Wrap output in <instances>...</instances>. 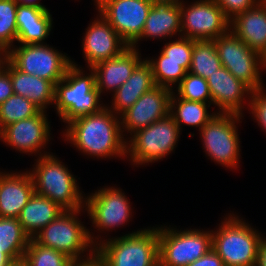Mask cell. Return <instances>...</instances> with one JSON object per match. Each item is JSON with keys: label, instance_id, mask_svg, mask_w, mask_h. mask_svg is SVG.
<instances>
[{"label": "cell", "instance_id": "obj_48", "mask_svg": "<svg viewBox=\"0 0 266 266\" xmlns=\"http://www.w3.org/2000/svg\"><path fill=\"white\" fill-rule=\"evenodd\" d=\"M258 3H266V0H258Z\"/></svg>", "mask_w": 266, "mask_h": 266}, {"label": "cell", "instance_id": "obj_31", "mask_svg": "<svg viewBox=\"0 0 266 266\" xmlns=\"http://www.w3.org/2000/svg\"><path fill=\"white\" fill-rule=\"evenodd\" d=\"M39 111L26 97L13 94L0 104V131L9 124L35 116Z\"/></svg>", "mask_w": 266, "mask_h": 266}, {"label": "cell", "instance_id": "obj_43", "mask_svg": "<svg viewBox=\"0 0 266 266\" xmlns=\"http://www.w3.org/2000/svg\"><path fill=\"white\" fill-rule=\"evenodd\" d=\"M8 266H28L27 262L22 258L20 260L12 261Z\"/></svg>", "mask_w": 266, "mask_h": 266}, {"label": "cell", "instance_id": "obj_32", "mask_svg": "<svg viewBox=\"0 0 266 266\" xmlns=\"http://www.w3.org/2000/svg\"><path fill=\"white\" fill-rule=\"evenodd\" d=\"M151 64L152 73L156 86L171 89L170 85L182 81L190 69L191 62H173V61H153Z\"/></svg>", "mask_w": 266, "mask_h": 266}, {"label": "cell", "instance_id": "obj_1", "mask_svg": "<svg viewBox=\"0 0 266 266\" xmlns=\"http://www.w3.org/2000/svg\"><path fill=\"white\" fill-rule=\"evenodd\" d=\"M117 120L112 111L104 107L97 113L69 122L65 135L77 148L90 155L122 156L128 145L122 140L121 122Z\"/></svg>", "mask_w": 266, "mask_h": 266}, {"label": "cell", "instance_id": "obj_3", "mask_svg": "<svg viewBox=\"0 0 266 266\" xmlns=\"http://www.w3.org/2000/svg\"><path fill=\"white\" fill-rule=\"evenodd\" d=\"M81 73L80 68L72 63L64 78L55 84L54 102L57 113L67 123L104 108L98 105L100 92L96 88L95 72H91L89 76H81Z\"/></svg>", "mask_w": 266, "mask_h": 266}, {"label": "cell", "instance_id": "obj_36", "mask_svg": "<svg viewBox=\"0 0 266 266\" xmlns=\"http://www.w3.org/2000/svg\"><path fill=\"white\" fill-rule=\"evenodd\" d=\"M214 1L220 6L224 14L230 20H232L231 19L232 16L247 11L248 9L256 6L255 4H258L257 0H214Z\"/></svg>", "mask_w": 266, "mask_h": 266}, {"label": "cell", "instance_id": "obj_38", "mask_svg": "<svg viewBox=\"0 0 266 266\" xmlns=\"http://www.w3.org/2000/svg\"><path fill=\"white\" fill-rule=\"evenodd\" d=\"M14 94L12 81L9 72L3 68L0 69V104L6 101Z\"/></svg>", "mask_w": 266, "mask_h": 266}, {"label": "cell", "instance_id": "obj_23", "mask_svg": "<svg viewBox=\"0 0 266 266\" xmlns=\"http://www.w3.org/2000/svg\"><path fill=\"white\" fill-rule=\"evenodd\" d=\"M6 65L14 94L26 97L42 111L47 108L46 104L54 101L55 85L51 81L22 72L9 60Z\"/></svg>", "mask_w": 266, "mask_h": 266}, {"label": "cell", "instance_id": "obj_22", "mask_svg": "<svg viewBox=\"0 0 266 266\" xmlns=\"http://www.w3.org/2000/svg\"><path fill=\"white\" fill-rule=\"evenodd\" d=\"M17 41L22 44H41L52 27L48 10L18 3L16 12Z\"/></svg>", "mask_w": 266, "mask_h": 266}, {"label": "cell", "instance_id": "obj_28", "mask_svg": "<svg viewBox=\"0 0 266 266\" xmlns=\"http://www.w3.org/2000/svg\"><path fill=\"white\" fill-rule=\"evenodd\" d=\"M221 67L222 63L213 40H193V53L189 69L192 74L207 80Z\"/></svg>", "mask_w": 266, "mask_h": 266}, {"label": "cell", "instance_id": "obj_41", "mask_svg": "<svg viewBox=\"0 0 266 266\" xmlns=\"http://www.w3.org/2000/svg\"><path fill=\"white\" fill-rule=\"evenodd\" d=\"M21 5H27V6H34L37 8L45 9V6L41 5L39 2H35L34 0H16ZM37 1V0H36ZM22 2V3H21Z\"/></svg>", "mask_w": 266, "mask_h": 266}, {"label": "cell", "instance_id": "obj_9", "mask_svg": "<svg viewBox=\"0 0 266 266\" xmlns=\"http://www.w3.org/2000/svg\"><path fill=\"white\" fill-rule=\"evenodd\" d=\"M8 60L20 71L44 78L54 85L64 78L73 63L68 57L43 44H22L8 51Z\"/></svg>", "mask_w": 266, "mask_h": 266}, {"label": "cell", "instance_id": "obj_10", "mask_svg": "<svg viewBox=\"0 0 266 266\" xmlns=\"http://www.w3.org/2000/svg\"><path fill=\"white\" fill-rule=\"evenodd\" d=\"M222 66L253 91L261 89L259 78L260 53L250 49L232 31L214 40Z\"/></svg>", "mask_w": 266, "mask_h": 266}, {"label": "cell", "instance_id": "obj_33", "mask_svg": "<svg viewBox=\"0 0 266 266\" xmlns=\"http://www.w3.org/2000/svg\"><path fill=\"white\" fill-rule=\"evenodd\" d=\"M16 0H0V43L7 49L17 40Z\"/></svg>", "mask_w": 266, "mask_h": 266}, {"label": "cell", "instance_id": "obj_4", "mask_svg": "<svg viewBox=\"0 0 266 266\" xmlns=\"http://www.w3.org/2000/svg\"><path fill=\"white\" fill-rule=\"evenodd\" d=\"M262 241L259 233L231 216L222 222L217 233H212V249L224 266H256L258 247Z\"/></svg>", "mask_w": 266, "mask_h": 266}, {"label": "cell", "instance_id": "obj_26", "mask_svg": "<svg viewBox=\"0 0 266 266\" xmlns=\"http://www.w3.org/2000/svg\"><path fill=\"white\" fill-rule=\"evenodd\" d=\"M65 210L47 197L34 193L18 218L25 233L32 239L36 232L54 221Z\"/></svg>", "mask_w": 266, "mask_h": 266}, {"label": "cell", "instance_id": "obj_14", "mask_svg": "<svg viewBox=\"0 0 266 266\" xmlns=\"http://www.w3.org/2000/svg\"><path fill=\"white\" fill-rule=\"evenodd\" d=\"M171 91L169 88L155 86L144 93L131 107L121 114V117H124L121 122L123 127L130 133H135L137 130L168 116L171 111Z\"/></svg>", "mask_w": 266, "mask_h": 266}, {"label": "cell", "instance_id": "obj_34", "mask_svg": "<svg viewBox=\"0 0 266 266\" xmlns=\"http://www.w3.org/2000/svg\"><path fill=\"white\" fill-rule=\"evenodd\" d=\"M190 72L188 71L180 84H178L179 97L203 103H206L208 99L212 101L207 80Z\"/></svg>", "mask_w": 266, "mask_h": 266}, {"label": "cell", "instance_id": "obj_40", "mask_svg": "<svg viewBox=\"0 0 266 266\" xmlns=\"http://www.w3.org/2000/svg\"><path fill=\"white\" fill-rule=\"evenodd\" d=\"M256 266H266V240L265 238L258 247Z\"/></svg>", "mask_w": 266, "mask_h": 266}, {"label": "cell", "instance_id": "obj_17", "mask_svg": "<svg viewBox=\"0 0 266 266\" xmlns=\"http://www.w3.org/2000/svg\"><path fill=\"white\" fill-rule=\"evenodd\" d=\"M45 111L35 116L9 124L0 131V137L19 151L36 152L46 145L49 137V123Z\"/></svg>", "mask_w": 266, "mask_h": 266}, {"label": "cell", "instance_id": "obj_13", "mask_svg": "<svg viewBox=\"0 0 266 266\" xmlns=\"http://www.w3.org/2000/svg\"><path fill=\"white\" fill-rule=\"evenodd\" d=\"M152 5L150 0H106L98 10L130 47L141 36Z\"/></svg>", "mask_w": 266, "mask_h": 266}, {"label": "cell", "instance_id": "obj_25", "mask_svg": "<svg viewBox=\"0 0 266 266\" xmlns=\"http://www.w3.org/2000/svg\"><path fill=\"white\" fill-rule=\"evenodd\" d=\"M155 86L151 64L147 60L141 61L127 81L114 92V111L123 113Z\"/></svg>", "mask_w": 266, "mask_h": 266}, {"label": "cell", "instance_id": "obj_12", "mask_svg": "<svg viewBox=\"0 0 266 266\" xmlns=\"http://www.w3.org/2000/svg\"><path fill=\"white\" fill-rule=\"evenodd\" d=\"M184 8L181 2V31L187 30L186 38L214 40L230 30L231 20L214 0H200L186 10Z\"/></svg>", "mask_w": 266, "mask_h": 266}, {"label": "cell", "instance_id": "obj_44", "mask_svg": "<svg viewBox=\"0 0 266 266\" xmlns=\"http://www.w3.org/2000/svg\"><path fill=\"white\" fill-rule=\"evenodd\" d=\"M152 3H181V1L178 0H150Z\"/></svg>", "mask_w": 266, "mask_h": 266}, {"label": "cell", "instance_id": "obj_7", "mask_svg": "<svg viewBox=\"0 0 266 266\" xmlns=\"http://www.w3.org/2000/svg\"><path fill=\"white\" fill-rule=\"evenodd\" d=\"M158 229L159 266H188L212 249V233Z\"/></svg>", "mask_w": 266, "mask_h": 266}, {"label": "cell", "instance_id": "obj_5", "mask_svg": "<svg viewBox=\"0 0 266 266\" xmlns=\"http://www.w3.org/2000/svg\"><path fill=\"white\" fill-rule=\"evenodd\" d=\"M30 172L35 193L49 198L64 210H80L83 197L76 179L53 155H44Z\"/></svg>", "mask_w": 266, "mask_h": 266}, {"label": "cell", "instance_id": "obj_16", "mask_svg": "<svg viewBox=\"0 0 266 266\" xmlns=\"http://www.w3.org/2000/svg\"><path fill=\"white\" fill-rule=\"evenodd\" d=\"M83 40V52L91 68L99 62L121 55L129 48L127 43L102 16H100L99 21L95 20L88 27Z\"/></svg>", "mask_w": 266, "mask_h": 266}, {"label": "cell", "instance_id": "obj_8", "mask_svg": "<svg viewBox=\"0 0 266 266\" xmlns=\"http://www.w3.org/2000/svg\"><path fill=\"white\" fill-rule=\"evenodd\" d=\"M179 129L174 118L169 114L161 120L137 130L132 136L126 152L131 153L134 164L161 159L174 149L179 138Z\"/></svg>", "mask_w": 266, "mask_h": 266}, {"label": "cell", "instance_id": "obj_29", "mask_svg": "<svg viewBox=\"0 0 266 266\" xmlns=\"http://www.w3.org/2000/svg\"><path fill=\"white\" fill-rule=\"evenodd\" d=\"M175 96H172L170 99V115L174 118L175 123L180 128V123H185L190 126H197L201 130L202 127L207 124V122L214 116L207 113L206 103L198 101H189L183 98L178 97V107L177 112L174 113L173 108L175 109V104L177 101ZM172 112V113H171ZM201 127V128H200Z\"/></svg>", "mask_w": 266, "mask_h": 266}, {"label": "cell", "instance_id": "obj_37", "mask_svg": "<svg viewBox=\"0 0 266 266\" xmlns=\"http://www.w3.org/2000/svg\"><path fill=\"white\" fill-rule=\"evenodd\" d=\"M252 100H250V106L252 109V114L258 120L260 126H263L266 130V95L263 94L262 88L253 91L251 94Z\"/></svg>", "mask_w": 266, "mask_h": 266}, {"label": "cell", "instance_id": "obj_47", "mask_svg": "<svg viewBox=\"0 0 266 266\" xmlns=\"http://www.w3.org/2000/svg\"><path fill=\"white\" fill-rule=\"evenodd\" d=\"M106 0H96L97 2V6L99 7L103 2H105Z\"/></svg>", "mask_w": 266, "mask_h": 266}, {"label": "cell", "instance_id": "obj_6", "mask_svg": "<svg viewBox=\"0 0 266 266\" xmlns=\"http://www.w3.org/2000/svg\"><path fill=\"white\" fill-rule=\"evenodd\" d=\"M79 211L65 210L54 221L42 228L33 239L42 246L64 253L78 264L95 260V254H92V257L89 255V258L83 259V262L79 257L81 252L85 251L87 246L93 242L89 231L75 218Z\"/></svg>", "mask_w": 266, "mask_h": 266}, {"label": "cell", "instance_id": "obj_2", "mask_svg": "<svg viewBox=\"0 0 266 266\" xmlns=\"http://www.w3.org/2000/svg\"><path fill=\"white\" fill-rule=\"evenodd\" d=\"M95 250L91 253L101 266H159L158 229L127 234Z\"/></svg>", "mask_w": 266, "mask_h": 266}, {"label": "cell", "instance_id": "obj_30", "mask_svg": "<svg viewBox=\"0 0 266 266\" xmlns=\"http://www.w3.org/2000/svg\"><path fill=\"white\" fill-rule=\"evenodd\" d=\"M23 259L28 266H77L78 263L62 252L30 239Z\"/></svg>", "mask_w": 266, "mask_h": 266}, {"label": "cell", "instance_id": "obj_21", "mask_svg": "<svg viewBox=\"0 0 266 266\" xmlns=\"http://www.w3.org/2000/svg\"><path fill=\"white\" fill-rule=\"evenodd\" d=\"M232 32L250 49L260 53L266 48V4L258 3L232 17ZM233 22V23H232Z\"/></svg>", "mask_w": 266, "mask_h": 266}, {"label": "cell", "instance_id": "obj_19", "mask_svg": "<svg viewBox=\"0 0 266 266\" xmlns=\"http://www.w3.org/2000/svg\"><path fill=\"white\" fill-rule=\"evenodd\" d=\"M35 193L30 173H0V217L19 218L22 209Z\"/></svg>", "mask_w": 266, "mask_h": 266}, {"label": "cell", "instance_id": "obj_35", "mask_svg": "<svg viewBox=\"0 0 266 266\" xmlns=\"http://www.w3.org/2000/svg\"><path fill=\"white\" fill-rule=\"evenodd\" d=\"M193 53V40L182 37L181 39L165 44L159 59L156 61L191 62Z\"/></svg>", "mask_w": 266, "mask_h": 266}, {"label": "cell", "instance_id": "obj_18", "mask_svg": "<svg viewBox=\"0 0 266 266\" xmlns=\"http://www.w3.org/2000/svg\"><path fill=\"white\" fill-rule=\"evenodd\" d=\"M212 102L222 113L242 114L241 105L244 94L253 93V90L244 82L237 79L224 66L207 79Z\"/></svg>", "mask_w": 266, "mask_h": 266}, {"label": "cell", "instance_id": "obj_11", "mask_svg": "<svg viewBox=\"0 0 266 266\" xmlns=\"http://www.w3.org/2000/svg\"><path fill=\"white\" fill-rule=\"evenodd\" d=\"M217 114L201 129L205 151L220 165L237 167L239 139L234 124L241 116L234 113L219 112Z\"/></svg>", "mask_w": 266, "mask_h": 266}, {"label": "cell", "instance_id": "obj_39", "mask_svg": "<svg viewBox=\"0 0 266 266\" xmlns=\"http://www.w3.org/2000/svg\"><path fill=\"white\" fill-rule=\"evenodd\" d=\"M188 266H224L222 259L211 249L208 253L190 263Z\"/></svg>", "mask_w": 266, "mask_h": 266}, {"label": "cell", "instance_id": "obj_45", "mask_svg": "<svg viewBox=\"0 0 266 266\" xmlns=\"http://www.w3.org/2000/svg\"><path fill=\"white\" fill-rule=\"evenodd\" d=\"M260 58H261V64H263V67H265L266 66V48L261 52Z\"/></svg>", "mask_w": 266, "mask_h": 266}, {"label": "cell", "instance_id": "obj_24", "mask_svg": "<svg viewBox=\"0 0 266 266\" xmlns=\"http://www.w3.org/2000/svg\"><path fill=\"white\" fill-rule=\"evenodd\" d=\"M177 32H181L180 3H153L141 36L130 47H134L145 36L165 38Z\"/></svg>", "mask_w": 266, "mask_h": 266}, {"label": "cell", "instance_id": "obj_20", "mask_svg": "<svg viewBox=\"0 0 266 266\" xmlns=\"http://www.w3.org/2000/svg\"><path fill=\"white\" fill-rule=\"evenodd\" d=\"M135 47H129L121 55L99 62L91 68L95 72L96 88L100 94L103 88L114 89L115 92L131 76L142 61Z\"/></svg>", "mask_w": 266, "mask_h": 266}, {"label": "cell", "instance_id": "obj_42", "mask_svg": "<svg viewBox=\"0 0 266 266\" xmlns=\"http://www.w3.org/2000/svg\"><path fill=\"white\" fill-rule=\"evenodd\" d=\"M0 51H2V53L0 52V54L2 55L4 52V55L3 56H5L4 58H2V60H1V58H0V69L1 68H4L5 69V67H3V66H5V65H3V64H7V62H8V49L4 46V45H2L1 43H0ZM1 57V56H0ZM4 60V61H3ZM6 62V63H5ZM2 64V65H1Z\"/></svg>", "mask_w": 266, "mask_h": 266}, {"label": "cell", "instance_id": "obj_27", "mask_svg": "<svg viewBox=\"0 0 266 266\" xmlns=\"http://www.w3.org/2000/svg\"><path fill=\"white\" fill-rule=\"evenodd\" d=\"M30 239L17 218L0 217V266L22 259Z\"/></svg>", "mask_w": 266, "mask_h": 266}, {"label": "cell", "instance_id": "obj_46", "mask_svg": "<svg viewBox=\"0 0 266 266\" xmlns=\"http://www.w3.org/2000/svg\"><path fill=\"white\" fill-rule=\"evenodd\" d=\"M77 266H101L96 260H93L89 263H85V264H78Z\"/></svg>", "mask_w": 266, "mask_h": 266}, {"label": "cell", "instance_id": "obj_15", "mask_svg": "<svg viewBox=\"0 0 266 266\" xmlns=\"http://www.w3.org/2000/svg\"><path fill=\"white\" fill-rule=\"evenodd\" d=\"M88 213L97 228L110 229L127 222L130 216L128 199L118 189L102 188L86 200Z\"/></svg>", "mask_w": 266, "mask_h": 266}]
</instances>
